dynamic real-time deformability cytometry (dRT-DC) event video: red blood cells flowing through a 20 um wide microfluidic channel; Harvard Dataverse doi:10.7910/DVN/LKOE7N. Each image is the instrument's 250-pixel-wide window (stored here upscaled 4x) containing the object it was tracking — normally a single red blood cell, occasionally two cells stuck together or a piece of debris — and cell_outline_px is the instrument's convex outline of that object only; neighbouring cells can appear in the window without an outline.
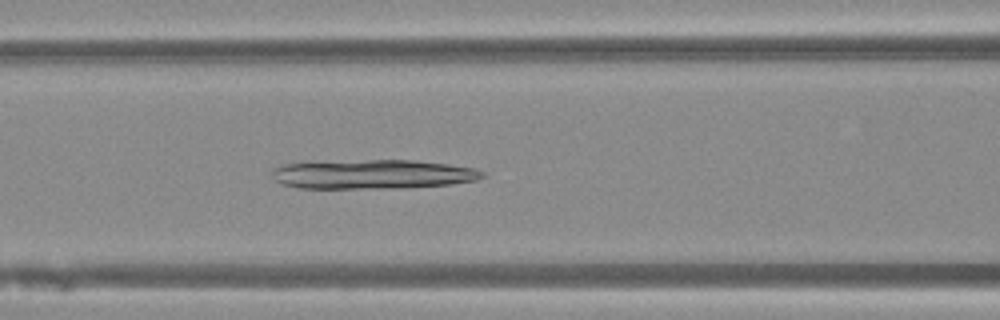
{"species": "Egyptian fruit bat (a non-hibernating species)", "species_latin": "Rousettus aegyptiacus", "temperature_condition": "warm", "stored_images_in_passage": 47, "camera_frame_rate_fps": 3000, "um_per_image_px": 0.085, "animal": {"sex": "female"}, "frame": {"image": 1, "passage_image": 18, "time_ms": 5.667, "image_size_px": [1000, 320], "cell_outline_px": [[484, 176], [476, 180], [448, 184], [408, 188], [300, 188], [284, 184], [276, 180], [272, 176], [272, 168], [284, 164], [368, 160], [416, 160], [448, 164], [472, 168], [484, 172]], "centroid_in_image_um": [31.7, 14.82], "position_along_channel_um": 134.9, "area_um2": 35.55}}
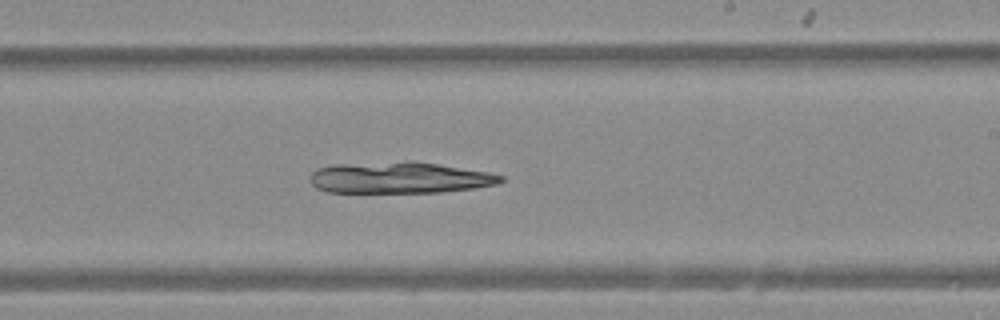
{"frame": {"image": 2, "passage_image": 27, "time_ms": 8.667, "image_size_px": [1000, 320], "cell_outline_px": [[504, 180], [496, 184], [476, 188], [440, 192], [328, 192], [316, 188], [308, 180], [308, 176], [316, 168], [336, 164], [412, 160], [488, 172], [504, 176]], "centroid_in_image_um": [33.92, 15.09], "position_along_channel_um": 255.1, "area_um2": 35.14}}
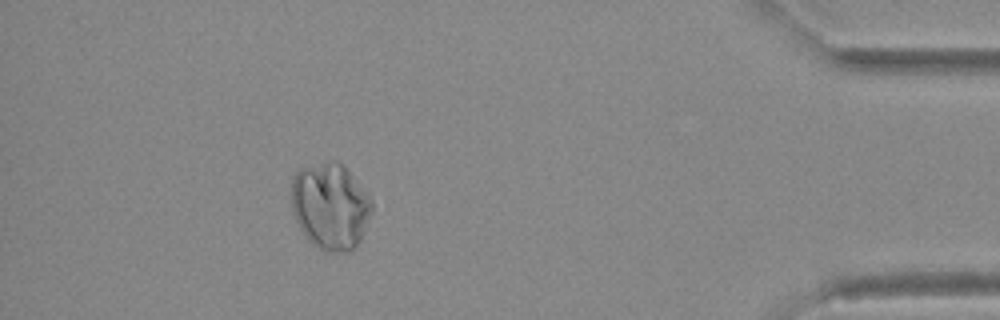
{"frame": {"image": 3, "passage_image": 42, "time_ms": 13.667, "image_size_px": [1000, 320], "cell_outline_px": [[372, 212], [360, 240], [356, 248], [348, 252], [324, 252], [312, 244], [308, 240], [300, 228], [296, 220], [292, 208], [292, 180], [296, 172], [300, 168], [328, 160], [336, 160], [348, 172], [372, 200]], "centroid_in_image_um": [28.07, 17.56], "position_along_channel_um": 407.1, "area_um2": 40.4}}